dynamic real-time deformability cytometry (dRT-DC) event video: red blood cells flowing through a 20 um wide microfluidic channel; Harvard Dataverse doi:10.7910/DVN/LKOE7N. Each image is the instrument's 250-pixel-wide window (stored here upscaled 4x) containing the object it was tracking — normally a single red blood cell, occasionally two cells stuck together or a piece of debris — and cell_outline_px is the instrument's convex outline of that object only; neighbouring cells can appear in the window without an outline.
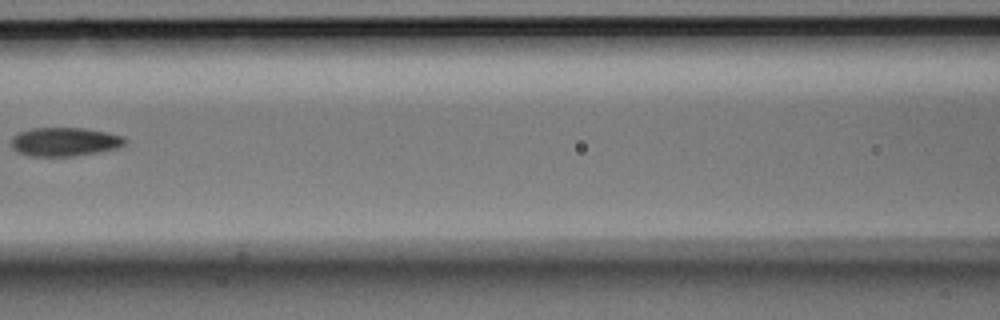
{"species": "Egyptian fruit bat (a non-hibernating species)", "species_latin": "Rousettus aegyptiacus", "temperature_condition": "room temperature", "stored_images_in_passage": 7, "camera_frame_rate_fps": 3000, "um_per_image_px": 0.085, "animal": {"sex": "male"}, "frame": {"image": 1, "passage_image": 7, "time_ms": 2.0, "image_size_px": [1000, 320], "cell_outline_px": [[128, 144], [116, 148], [100, 152], [72, 156], [32, 156], [16, 152], [12, 148], [12, 136], [20, 132], [32, 128], [84, 128], [124, 136], [128, 140]], "centroid_in_image_um": [5.52, 12.05], "position_along_channel_um": 161.1, "area_um2": 19.13}}